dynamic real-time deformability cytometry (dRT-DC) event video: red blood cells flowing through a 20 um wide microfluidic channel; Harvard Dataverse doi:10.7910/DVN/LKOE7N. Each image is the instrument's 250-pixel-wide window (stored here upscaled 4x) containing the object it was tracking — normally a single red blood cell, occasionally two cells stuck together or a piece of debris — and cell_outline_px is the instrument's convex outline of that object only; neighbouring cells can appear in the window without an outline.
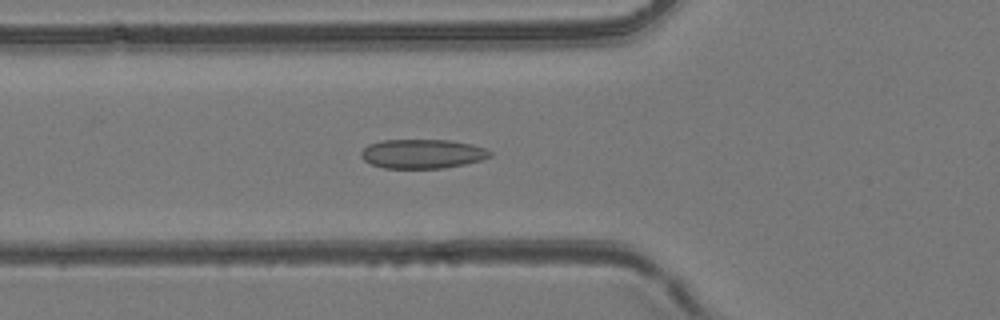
{"species": "common noctule bat (a hibernating species)", "species_latin": "Nyctalus noctula", "temperature_condition": "room temperature", "stored_images_in_passage": 48, "camera_frame_rate_fps": 3000, "um_per_image_px": 0.085, "animal": {"sex": "female", "body_mass_g": 24.6, "forearm_length_mm": 56.2}, "frame": {"image": 1, "passage_image": 17, "time_ms": 5.333, "image_size_px": [1000, 320], "cell_outline_px": [[492, 156], [480, 160], [464, 164], [444, 168], [384, 168], [372, 164], [364, 160], [360, 156], [360, 152], [368, 144], [380, 140], [448, 140], [472, 144], [484, 148], [492, 152]], "centroid_in_image_um": [35.88, 13.07], "position_along_channel_um": 89.9, "area_um2": 21.96}}
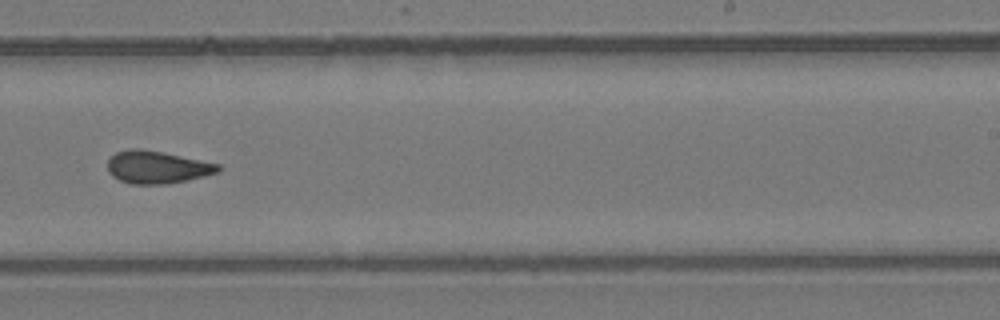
{"frame": {"image": 2, "passage_image": 30, "time_ms": 9.667, "image_size_px": [1000, 320], "cell_outline_px": [[220, 172], [188, 180], [164, 184], [132, 184], [120, 180], [112, 176], [108, 172], [108, 160], [116, 152], [128, 148], [140, 148], [164, 152], [220, 164]], "centroid_in_image_um": [13.35, 14.2], "position_along_channel_um": 275.6, "area_um2": 21.1}}
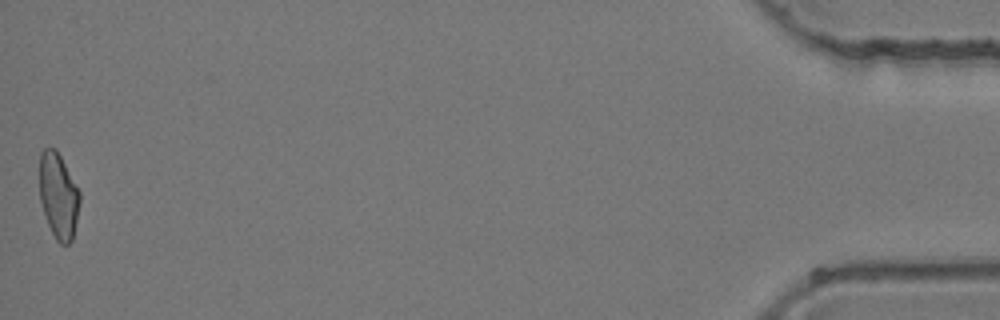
{"frame": {"image": 3, "passage_image": 48, "time_ms": 15.667, "image_size_px": [1000, 320], "cell_outline_px": [[80, 200], [72, 240], [68, 244], [60, 244], [56, 240], [48, 224], [40, 200], [40, 152], [48, 144], [56, 148], [80, 192]], "centroid_in_image_um": [4.96, 16.59], "position_along_channel_um": 430.2, "area_um2": 20.0}}